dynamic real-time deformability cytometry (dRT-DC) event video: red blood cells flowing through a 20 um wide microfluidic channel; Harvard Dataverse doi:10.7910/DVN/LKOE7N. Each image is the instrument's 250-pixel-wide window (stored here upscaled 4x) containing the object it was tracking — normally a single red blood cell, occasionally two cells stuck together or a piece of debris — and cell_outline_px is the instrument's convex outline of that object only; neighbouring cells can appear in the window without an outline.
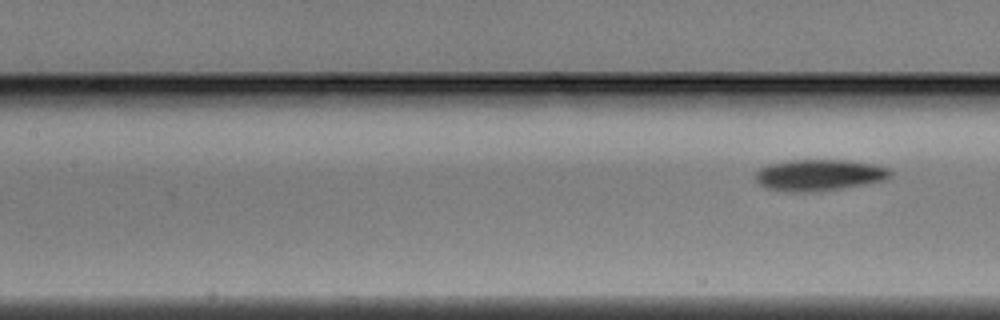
{"species": "Egyptian fruit bat (a non-hibernating species)", "species_latin": "Rousettus aegyptiacus", "temperature_condition": "warm", "stored_images_in_passage": 5, "segment_of_instrument_passage": [2, 2], "camera_frame_rate_fps": 3000, "um_per_image_px": 0.085, "animal": {"sex": "male"}, "frame": {"image": 1, "passage_image": 5, "time_ms": 1.333, "image_size_px": [1000, 320], "cell_outline_px": [[892, 172], [884, 180], [864, 184], [840, 188], [812, 192], [788, 192], [768, 188], [760, 184], [752, 176], [760, 168], [768, 164], [788, 160], [844, 160], [872, 164], [888, 168]], "centroid_in_image_um": [69.56, 14.88], "position_along_channel_um": 137.8, "area_um2": 24.51}}